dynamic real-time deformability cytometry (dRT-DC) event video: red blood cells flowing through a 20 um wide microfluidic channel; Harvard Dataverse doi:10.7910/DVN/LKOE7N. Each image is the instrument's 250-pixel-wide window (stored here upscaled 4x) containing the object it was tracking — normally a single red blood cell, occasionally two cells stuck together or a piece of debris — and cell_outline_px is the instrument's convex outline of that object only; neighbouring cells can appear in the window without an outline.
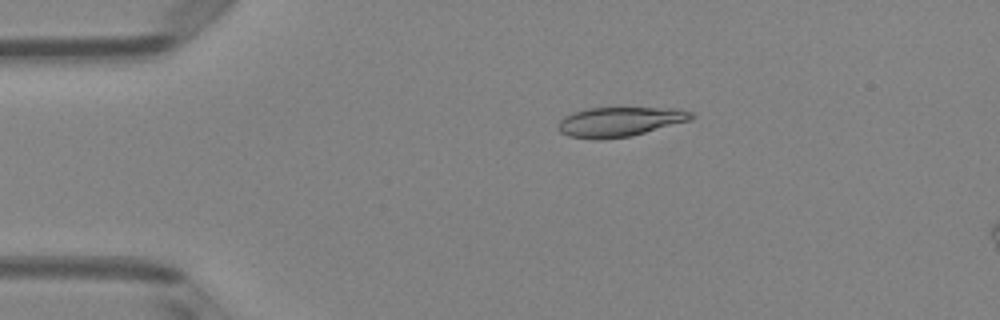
{"species": "Egyptian fruit bat (a non-hibernating species)", "species_latin": "Rousettus aegyptiacus", "temperature_condition": "room temperature", "stored_images_in_passage": 3, "camera_frame_rate_fps": 3000, "um_per_image_px": 0.085, "animal": {"sex": "female"}, "frame": {"image": 1, "passage_image": 1, "time_ms": 0.0, "image_size_px": [1000, 320], "cell_outline_px": [[696, 116], [692, 120], [632, 136], [600, 140], [596, 140], [568, 136], [560, 132], [556, 128], [556, 124], [564, 116], [572, 112], [588, 108], [680, 108], [692, 112]], "centroid_in_image_um": [52.68, 10.35], "position_along_channel_um": 32.3, "area_um2": 23.41}}